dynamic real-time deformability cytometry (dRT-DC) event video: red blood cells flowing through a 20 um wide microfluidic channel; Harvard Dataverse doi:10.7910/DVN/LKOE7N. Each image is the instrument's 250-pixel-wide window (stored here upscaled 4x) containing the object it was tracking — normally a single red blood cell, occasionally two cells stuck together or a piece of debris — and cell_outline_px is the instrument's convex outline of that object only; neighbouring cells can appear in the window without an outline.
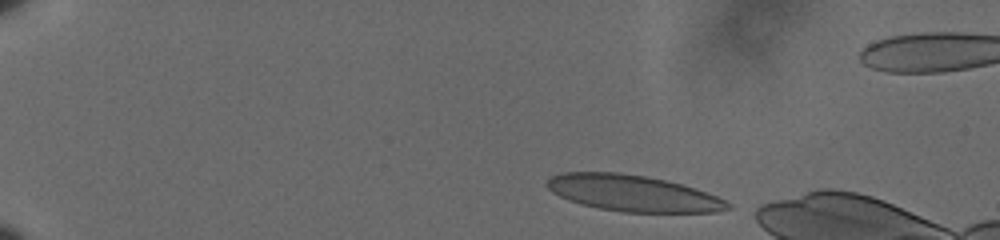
{"species": "human", "species_latin": "Homo sapiens", "temperature_condition": "cold", "stored_images_in_passage": 11, "camera_frame_rate_fps": 3000, "um_per_image_px": 0.085, "donor": {"sex": "male"}, "frame": {"image": 1, "passage_image": 2, "time_ms": 0.333, "image_size_px": [1000, 240], "cell_outline_px": [[732, 208], [716, 212], [624, 212], [600, 208], [580, 204], [568, 200], [552, 192], [544, 184], [552, 176], [564, 172], [616, 172], [644, 176], [664, 180], [680, 184], [716, 196], [724, 200]], "centroid_in_image_um": [53.74, 16.42], "position_along_channel_um": 31.3, "area_um2": 37.69}}